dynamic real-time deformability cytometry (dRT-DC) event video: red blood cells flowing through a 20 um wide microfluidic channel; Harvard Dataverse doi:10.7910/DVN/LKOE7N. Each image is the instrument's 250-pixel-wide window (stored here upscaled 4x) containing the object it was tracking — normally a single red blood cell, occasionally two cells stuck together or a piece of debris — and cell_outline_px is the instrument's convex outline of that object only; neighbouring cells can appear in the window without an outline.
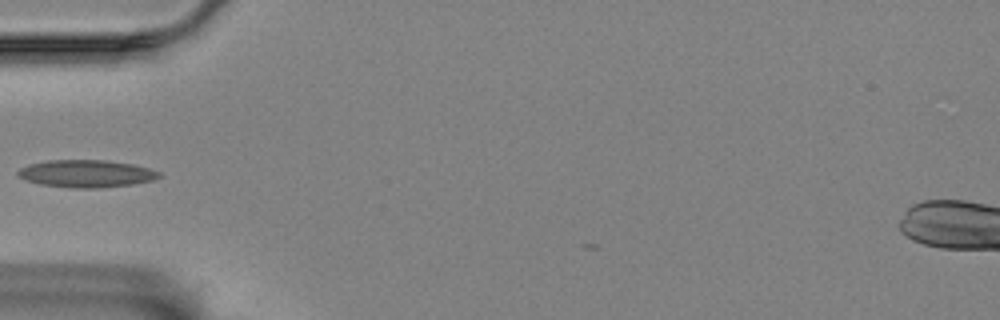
{"species": "Egyptian fruit bat (a non-hibernating species)", "species_latin": "Rousettus aegyptiacus", "temperature_condition": "room temperature", "stored_images_in_passage": 34, "camera_frame_rate_fps": 3000, "um_per_image_px": 0.085, "animal": {"sex": "female"}, "frame": {"image": 1, "passage_image": 1, "time_ms": 0.0, "image_size_px": [1000, 320], "cell_outline_px": [[160, 176], [152, 180], [132, 184], [96, 188], [72, 188], [40, 184], [24, 180], [16, 176], [16, 172], [20, 168], [28, 164], [48, 160], [104, 160], [132, 164], [148, 168], [160, 172]], "centroid_in_image_um": [7.26, 14.75], "position_along_channel_um": 77.7, "area_um2": 22.54}}
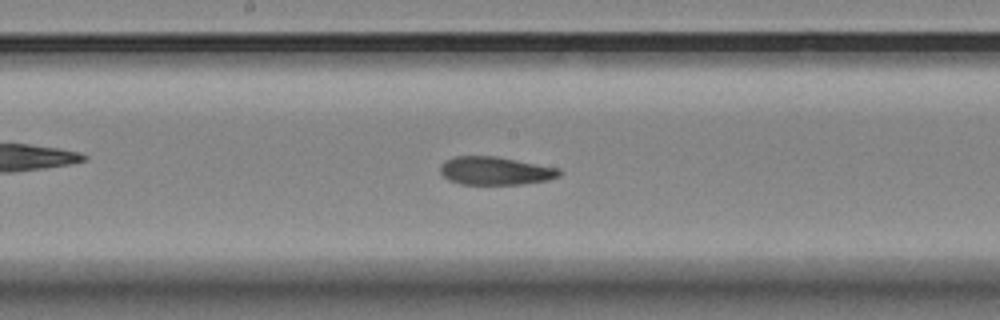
{"frame": {"image": 2, "passage_image": 12, "time_ms": 3.667, "image_size_px": [1000, 320], "cell_outline_px": [[564, 172], [560, 176], [548, 180], [524, 184], [460, 184], [448, 180], [440, 172], [440, 164], [444, 160], [456, 156], [496, 156], [560, 168]], "centroid_in_image_um": [42.12, 14.52], "position_along_channel_um": 206.1, "area_um2": 19.77}}
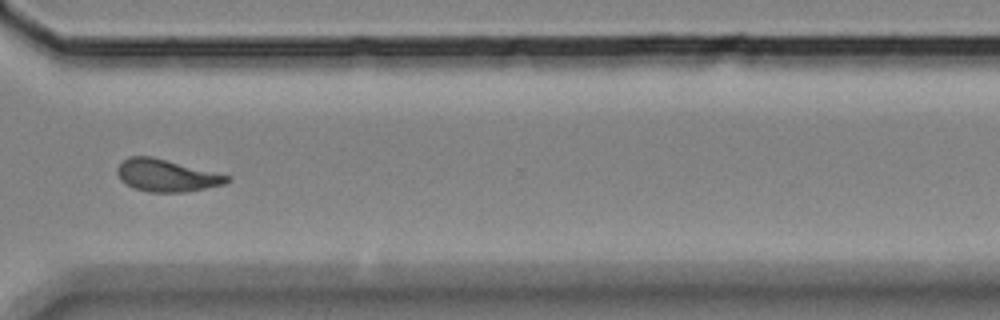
{"frame": {"image": 3, "passage_image": 25, "time_ms": 8.0, "image_size_px": [1000, 320], "cell_outline_px": [[232, 180], [224, 184], [184, 192], [148, 192], [132, 188], [124, 184], [120, 180], [116, 172], [116, 168], [128, 156], [152, 156], [232, 176]], "centroid_in_image_um": [14.13, 14.91], "position_along_channel_um": 356.5, "area_um2": 20.81}}